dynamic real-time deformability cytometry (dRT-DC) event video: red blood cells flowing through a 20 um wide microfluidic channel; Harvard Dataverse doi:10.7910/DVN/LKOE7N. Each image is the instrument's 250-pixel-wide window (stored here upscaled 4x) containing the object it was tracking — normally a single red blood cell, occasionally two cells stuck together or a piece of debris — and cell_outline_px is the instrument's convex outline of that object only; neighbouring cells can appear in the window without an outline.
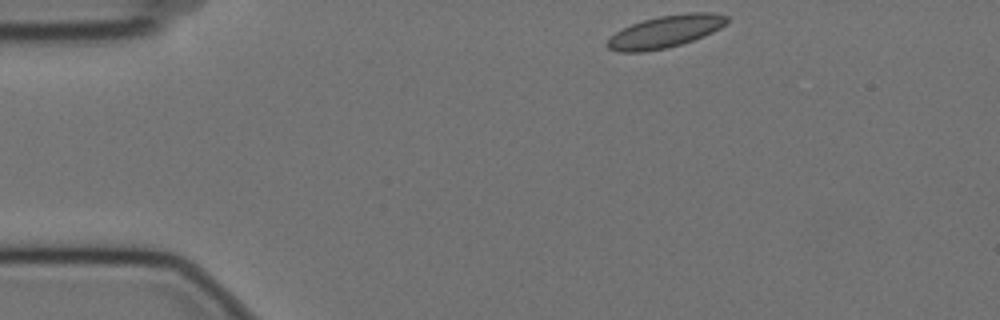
{"species": "Egyptian fruit bat (a non-hibernating species)", "species_latin": "Rousettus aegyptiacus", "temperature_condition": "cold", "stored_images_in_passage": 49, "camera_frame_rate_fps": 3000, "um_per_image_px": 0.085, "animal": {"sex": "female"}, "frame": {"image": 1, "passage_image": 1, "time_ms": 0.0, "image_size_px": [1000, 320], "cell_outline_px": [[728, 20], [720, 28], [704, 36], [668, 48], [644, 52], [620, 52], [608, 48], [604, 44], [616, 32], [632, 24], [644, 20], [660, 16], [688, 12], [708, 12], [728, 16]], "centroid_in_image_um": [56.54, 2.69], "position_along_channel_um": 28.5, "area_um2": 22.25}}
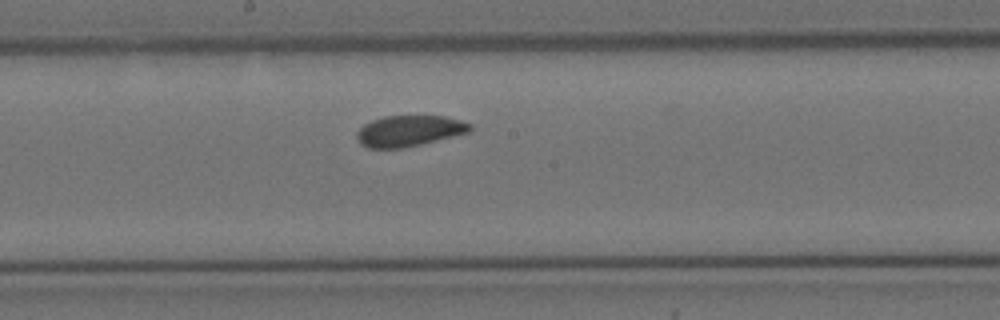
{"frame": {"image": 2, "passage_image": 22, "time_ms": 7.0, "image_size_px": [1000, 320], "cell_outline_px": [[472, 132], [404, 148], [368, 148], [360, 144], [356, 140], [356, 132], [364, 124], [372, 120], [384, 116], [444, 116], [460, 120], [472, 124]], "centroid_in_image_um": [34.78, 11.13], "position_along_channel_um": 213.4, "area_um2": 20.63}}
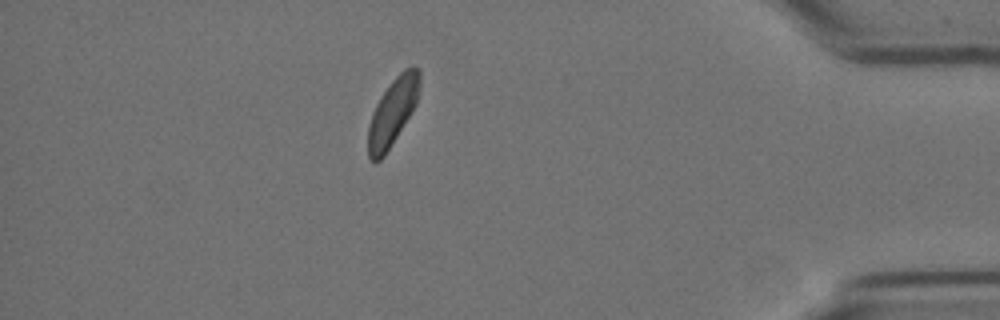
{"frame": {"image": 3, "passage_image": 42, "time_ms": 13.667, "image_size_px": [1000, 320], "cell_outline_px": [[420, 84], [416, 104], [384, 156], [380, 160], [372, 160], [368, 156], [368, 128], [372, 112], [380, 96], [392, 80], [404, 68], [420, 68]], "centroid_in_image_um": [33.37, 9.48], "position_along_channel_um": 401.8, "area_um2": 19.77}, "authors_computed_cell_mechanics": {"area_um2": 21.0392, "velocity_mm_per_s": 3.4766, "shape_relaxation_time_tau1_ms": 4.1816, "shape_relaxation_time_tau2_ms": 1.7912, "deformation_change_tau1": 0.0862, "deformation_change_tau2": 0.0355}}